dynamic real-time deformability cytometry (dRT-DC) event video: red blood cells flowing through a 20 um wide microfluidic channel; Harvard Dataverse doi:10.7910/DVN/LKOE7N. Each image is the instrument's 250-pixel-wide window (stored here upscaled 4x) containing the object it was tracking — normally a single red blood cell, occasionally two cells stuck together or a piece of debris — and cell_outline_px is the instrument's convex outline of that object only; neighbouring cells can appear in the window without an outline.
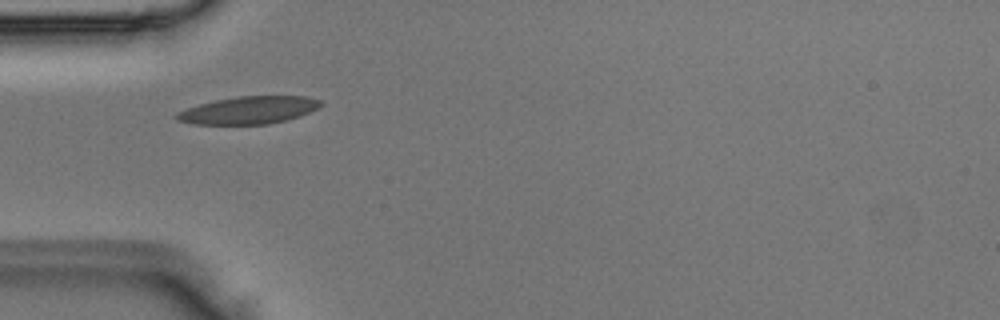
{"species": "Egyptian fruit bat (a non-hibernating species)", "species_latin": "Rousettus aegyptiacus", "temperature_condition": "room temperature", "stored_images_in_passage": 5, "camera_frame_rate_fps": 3000, "um_per_image_px": 0.085, "animal": {"sex": "male"}, "frame": {"image": 1, "passage_image": 1, "time_ms": 0.0, "image_size_px": [1000, 320], "cell_outline_px": [[324, 104], [320, 108], [300, 116], [268, 124], [192, 124], [176, 120], [172, 116], [176, 112], [200, 104], [216, 100], [236, 96], [308, 96], [320, 100]], "centroid_in_image_um": [21.15, 9.36], "position_along_channel_um": 63.8, "area_um2": 23.24}}
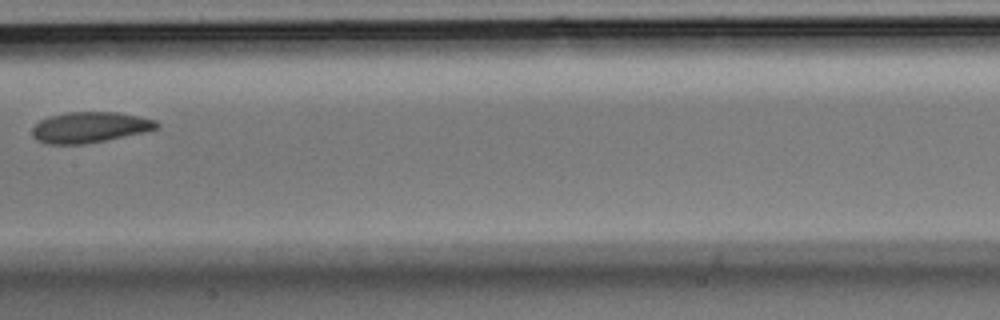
{"frame": {"image": 2, "passage_image": 4, "time_ms": 1.0, "image_size_px": [1000, 320], "cell_outline_px": [[160, 128], [144, 132], [84, 144], [48, 144], [36, 140], [32, 136], [32, 128], [40, 120], [48, 116], [64, 112], [116, 112], [140, 116], [156, 120], [160, 124]], "centroid_in_image_um": [7.63, 10.81], "position_along_channel_um": 199.8, "area_um2": 22.43}}
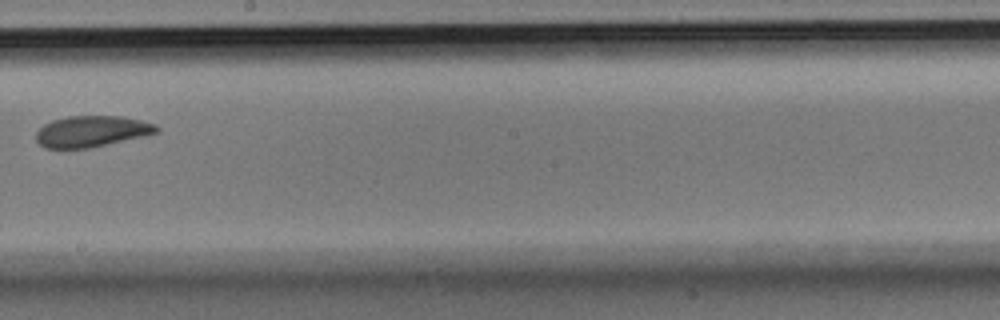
{"frame": {"image": 3, "passage_image": 5, "time_ms": 1.333, "image_size_px": [1000, 320], "cell_outline_px": [[160, 128], [156, 132], [144, 136], [88, 148], [44, 148], [36, 140], [36, 132], [44, 124], [52, 120], [68, 116], [120, 116], [140, 120], [156, 124]], "centroid_in_image_um": [7.77, 11.16], "position_along_channel_um": 240.4, "area_um2": 21.73}}